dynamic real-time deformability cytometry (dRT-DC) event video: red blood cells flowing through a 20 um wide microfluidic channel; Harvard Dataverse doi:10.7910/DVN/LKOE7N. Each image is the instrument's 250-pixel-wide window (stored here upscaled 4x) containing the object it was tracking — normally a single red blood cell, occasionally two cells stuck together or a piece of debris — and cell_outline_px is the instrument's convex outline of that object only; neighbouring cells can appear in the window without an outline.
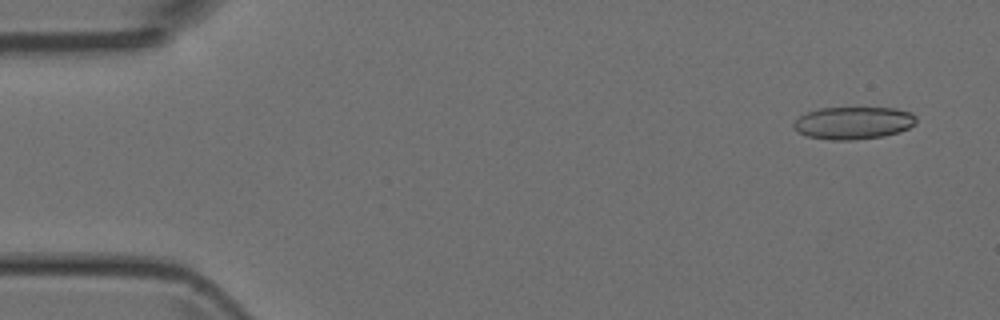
{"species": "Egyptian fruit bat (a non-hibernating species)", "species_latin": "Rousettus aegyptiacus", "temperature_condition": "room temperature", "stored_images_in_passage": 5, "camera_frame_rate_fps": 3000, "um_per_image_px": 0.085, "animal": {"sex": "female"}, "frame": {"image": 1, "passage_image": 1, "time_ms": 0.0, "image_size_px": [1000, 320], "cell_outline_px": [[916, 124], [900, 132], [884, 136], [852, 140], [832, 140], [808, 136], [796, 132], [792, 128], [792, 124], [800, 116], [808, 112], [820, 108], [896, 108], [912, 112], [916, 116]], "centroid_in_image_um": [72.55, 10.45], "position_along_channel_um": 12.5, "area_um2": 23.35}}
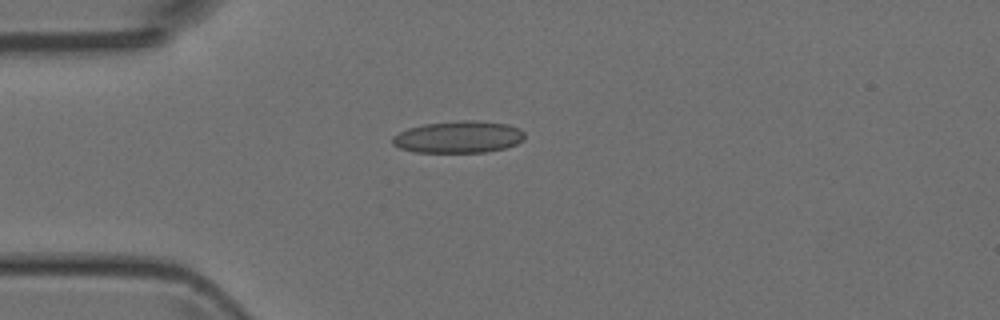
{"frame": {"image": 2, "passage_image": 4, "time_ms": 3.333, "image_size_px": [1000, 320], "cell_outline_px": [[524, 140], [516, 144], [504, 148], [484, 152], [416, 152], [400, 148], [392, 144], [392, 136], [408, 128], [424, 124], [460, 120], [472, 120], [508, 124], [520, 128], [524, 132]], "centroid_in_image_um": [38.98, 11.64], "position_along_channel_um": 46.0, "area_um2": 24.62}}